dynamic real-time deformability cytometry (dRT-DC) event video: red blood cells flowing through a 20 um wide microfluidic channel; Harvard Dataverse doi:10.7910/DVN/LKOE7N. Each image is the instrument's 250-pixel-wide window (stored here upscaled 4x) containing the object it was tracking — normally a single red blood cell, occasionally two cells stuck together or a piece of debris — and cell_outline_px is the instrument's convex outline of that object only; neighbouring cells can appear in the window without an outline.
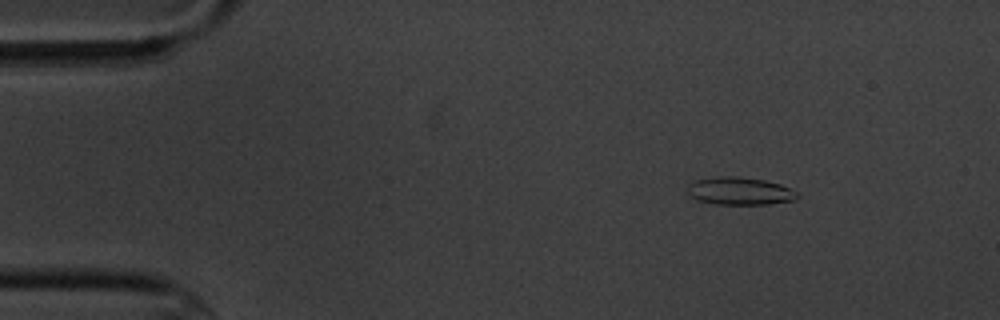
{"species": "common noctule bat (a hibernating species)", "species_latin": "Nyctalus noctula", "temperature_condition": "cold", "stored_images_in_passage": 4, "camera_frame_rate_fps": 3000, "um_per_image_px": 0.085, "animal": {"sex": "male", "body_mass_g": 20.1, "forearm_length_mm": 53.5}, "frame": {"image": 1, "passage_image": 2, "time_ms": 1.0, "image_size_px": [1000, 320], "cell_outline_px": [[800, 196], [796, 200], [768, 204], [716, 204], [696, 200], [688, 196], [688, 184], [696, 180], [720, 176], [740, 176], [764, 180], [780, 184], [796, 192]], "centroid_in_image_um": [62.86, 16.24], "position_along_channel_um": 22.1, "area_um2": 17.8}}